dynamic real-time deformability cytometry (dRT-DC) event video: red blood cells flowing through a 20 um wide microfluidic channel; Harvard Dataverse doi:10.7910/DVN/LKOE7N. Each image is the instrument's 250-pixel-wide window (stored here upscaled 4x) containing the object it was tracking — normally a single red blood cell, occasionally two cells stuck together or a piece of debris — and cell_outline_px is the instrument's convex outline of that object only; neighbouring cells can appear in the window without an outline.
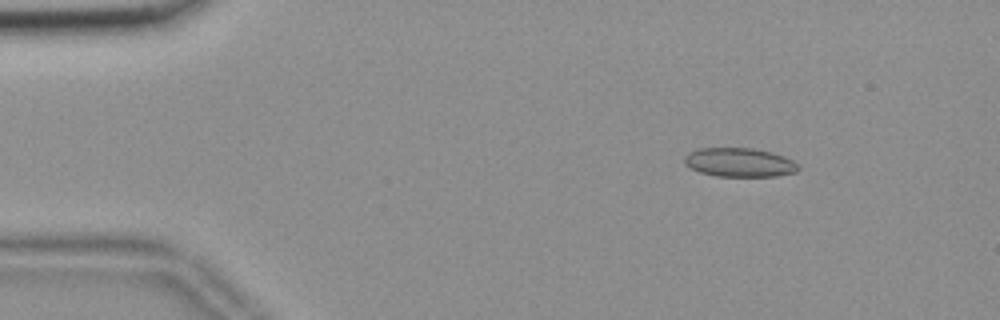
{"species": "common noctule bat (a hibernating species)", "species_latin": "Nyctalus noctula", "temperature_condition": "room temperature", "stored_images_in_passage": 54, "camera_frame_rate_fps": 3000, "um_per_image_px": 0.085, "animal": {"sex": "female", "body_mass_g": 18.4}, "frame": {"image": 1, "passage_image": 6, "time_ms": 1.667, "image_size_px": [1000, 320], "cell_outline_px": [[800, 168], [796, 172], [776, 176], [716, 176], [700, 172], [684, 164], [684, 156], [688, 152], [700, 148], [752, 148], [772, 152], [784, 156], [800, 164]], "centroid_in_image_um": [62.87, 13.8], "position_along_channel_um": 22.1, "area_um2": 19.31}}
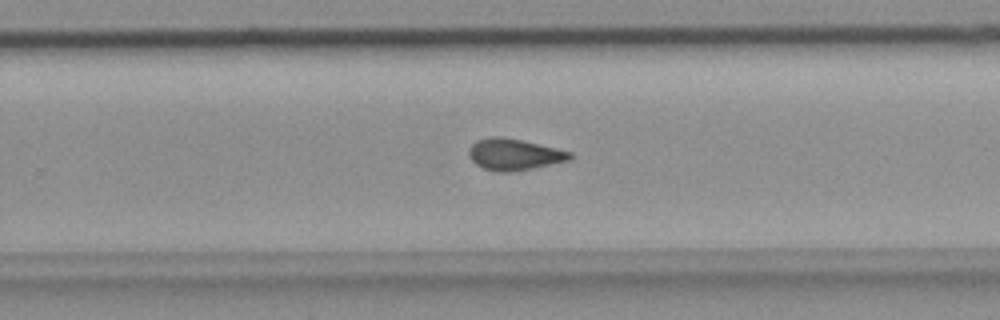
{"frame": {"image": 2, "passage_image": 34, "time_ms": 11.0, "image_size_px": [1000, 320], "cell_outline_px": [[572, 160], [512, 172], [500, 172], [484, 168], [476, 164], [468, 156], [468, 152], [472, 144], [476, 140], [488, 136], [504, 136], [556, 148], [572, 152]], "centroid_in_image_um": [43.7, 13.11], "position_along_channel_um": 286.1, "area_um2": 18.61}}
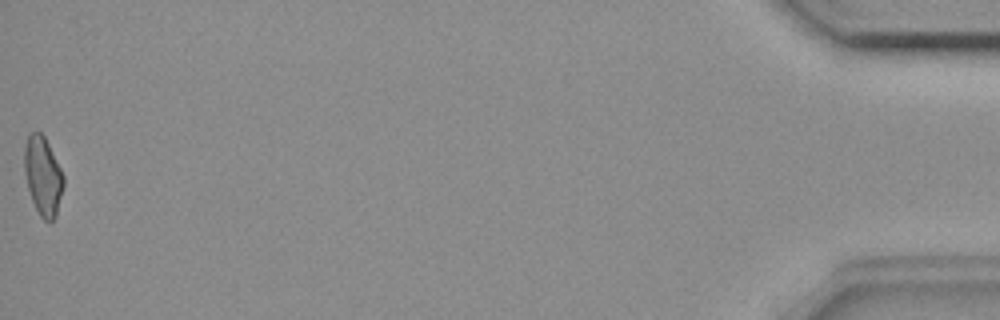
{"frame": {"image": 3, "passage_image": 54, "time_ms": 17.667, "image_size_px": [1000, 320], "cell_outline_px": [[64, 184], [56, 216], [52, 220], [44, 220], [40, 216], [32, 200], [28, 188], [24, 172], [24, 148], [28, 132], [40, 132], [44, 136], [64, 176]], "centroid_in_image_um": [3.63, 14.93], "position_along_channel_um": 431.6, "area_um2": 17.8}, "authors_computed_cell_mechanics": {"area_um2": 18.3515, "velocity_mm_per_s": 3.6718, "shape_relaxation_time_tau1_ms": null, "shape_relaxation_time_tau2_ms": 2.4107, "deformation_change_tau1": null, "deformation_change_tau2": 0.0969}}